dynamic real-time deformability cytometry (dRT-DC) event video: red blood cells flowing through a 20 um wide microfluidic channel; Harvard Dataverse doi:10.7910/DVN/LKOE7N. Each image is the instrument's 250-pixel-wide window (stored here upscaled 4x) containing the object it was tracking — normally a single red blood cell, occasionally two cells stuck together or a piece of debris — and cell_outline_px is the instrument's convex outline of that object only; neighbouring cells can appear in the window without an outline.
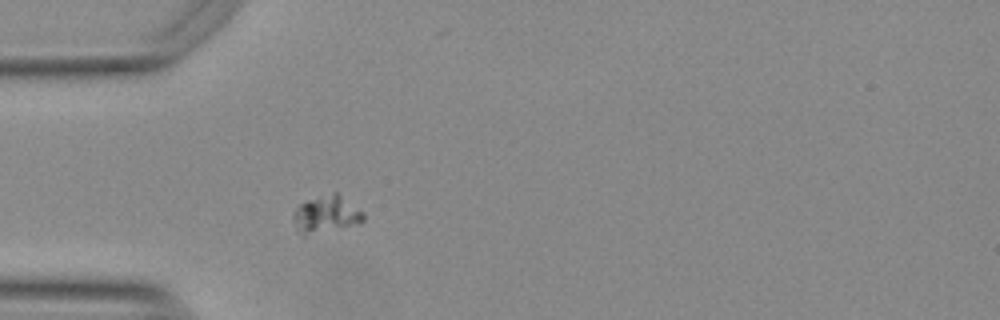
{"species": "Egyptian fruit bat (a non-hibernating species)", "species_latin": "Rousettus aegyptiacus", "temperature_condition": "warm", "stored_images_in_passage": 40, "camera_frame_rate_fps": 3000, "um_per_image_px": 0.085, "animal": {"sex": "female"}, "frame": {"image": 1, "passage_image": 1, "time_ms": 0.0, "image_size_px": [1000, 320], "cell_outline_px": [[364, 220], [360, 224], [304, 236], [300, 236], [296, 232], [292, 220], [292, 216], [300, 204], [308, 200], [332, 192], [336, 192], [364, 212]], "centroid_in_image_um": [27.7, 18.25], "position_along_channel_um": 57.3, "area_um2": 15.37}}
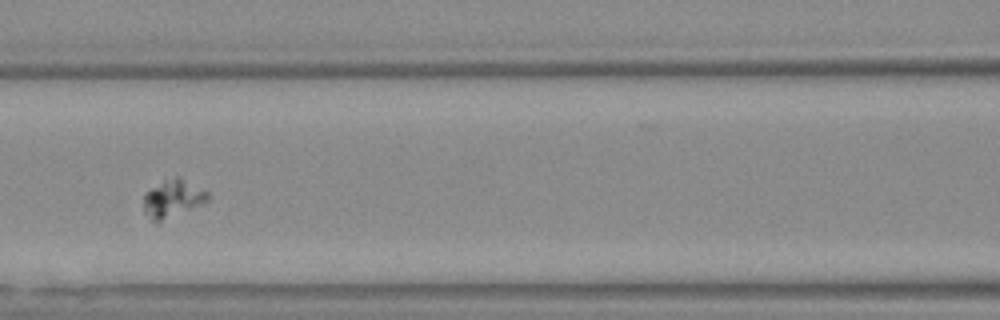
{"frame": {"image": 2, "passage_image": 9, "time_ms": 2.667, "image_size_px": [1000, 320], "cell_outline_px": [[208, 200], [160, 224], [156, 224], [144, 212], [144, 196], [152, 188], [164, 180], [176, 176], [180, 176], [208, 192]], "centroid_in_image_um": [14.67, 16.91], "position_along_channel_um": 151.9, "area_um2": 14.1}}
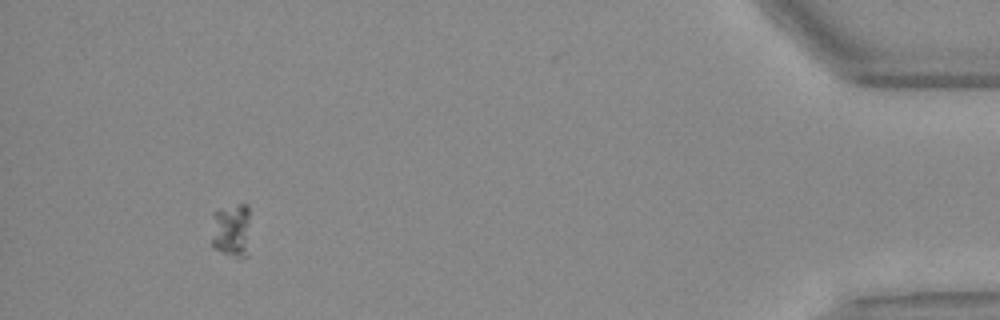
{"frame": {"image": 3, "passage_image": 36, "time_ms": 11.667, "image_size_px": [1000, 320], "cell_outline_px": [[248, 256], [240, 256], [224, 252], [212, 248], [212, 212], [240, 204], [248, 204]], "centroid_in_image_um": [19.65, 19.56], "position_along_channel_um": 415.6, "area_um2": 11.96}}